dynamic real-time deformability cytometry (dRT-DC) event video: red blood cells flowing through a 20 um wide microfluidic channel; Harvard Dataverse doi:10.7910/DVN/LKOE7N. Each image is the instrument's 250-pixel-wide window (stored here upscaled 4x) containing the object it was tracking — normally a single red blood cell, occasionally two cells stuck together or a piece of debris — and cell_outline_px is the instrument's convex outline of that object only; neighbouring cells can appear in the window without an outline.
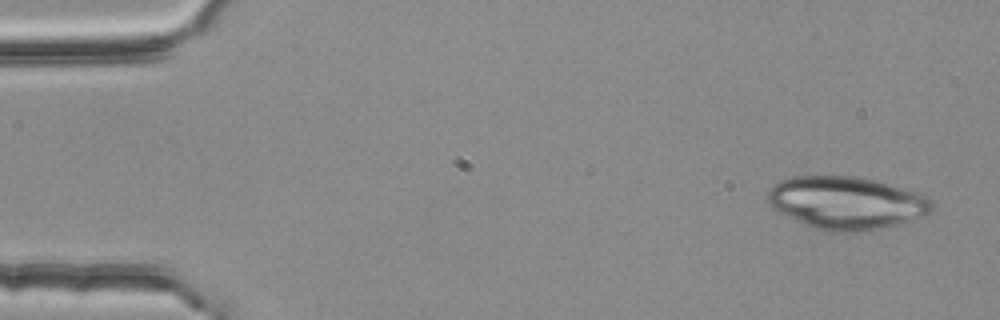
{"species": "common noctule bat (a hibernating species)", "species_latin": "Nyctalus noctula", "temperature_condition": "room temperature", "stored_images_in_passage": 3, "camera_frame_rate_fps": 3000, "um_per_image_px": 0.085, "animal": {"sex": "female", "body_mass_g": 25.1}, "frame": {"image": 1, "passage_image": 1, "time_ms": 0.0, "image_size_px": [1000, 320], "cell_outline_px": [[932, 208], [924, 216], [868, 232], [828, 232], [804, 224], [772, 208], [768, 200], [768, 192], [780, 180], [792, 176], [852, 176], [872, 180], [924, 192], [932, 200]], "centroid_in_image_um": [71.99, 17.24], "position_along_channel_um": 13.0, "area_um2": 50.52}}